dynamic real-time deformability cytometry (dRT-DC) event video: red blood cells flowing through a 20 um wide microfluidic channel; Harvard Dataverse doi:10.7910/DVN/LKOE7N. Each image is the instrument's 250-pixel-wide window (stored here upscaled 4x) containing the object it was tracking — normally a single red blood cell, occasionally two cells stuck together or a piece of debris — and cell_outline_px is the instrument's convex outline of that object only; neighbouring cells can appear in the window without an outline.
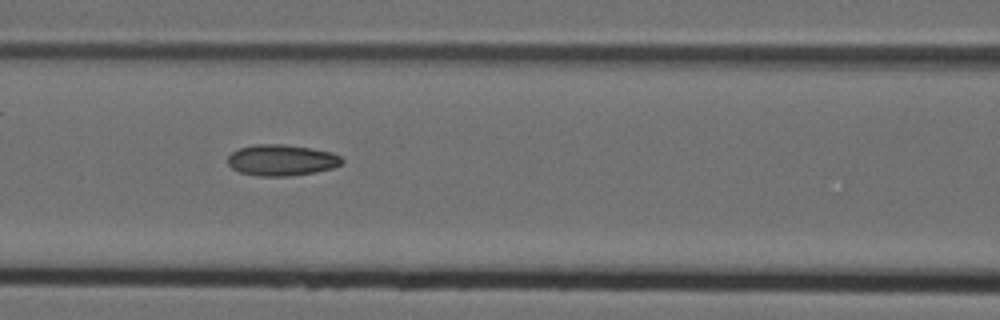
{"species": "Egyptian fruit bat (a non-hibernating species)", "species_latin": "Rousettus aegyptiacus", "temperature_condition": "cold", "stored_images_in_passage": 9, "camera_frame_rate_fps": 3000, "um_per_image_px": 0.085, "animal": {"sex": "female"}, "frame": {"image": 1, "passage_image": 6, "time_ms": 1.667, "image_size_px": [1000, 320], "cell_outline_px": [[344, 160], [340, 164], [332, 168], [316, 172], [292, 176], [260, 176], [240, 172], [232, 168], [228, 164], [228, 156], [232, 152], [240, 148], [256, 144], [284, 144], [312, 148], [332, 152], [340, 156]], "centroid_in_image_um": [23.95, 13.61], "position_along_channel_um": 142.7, "area_um2": 20.75}}
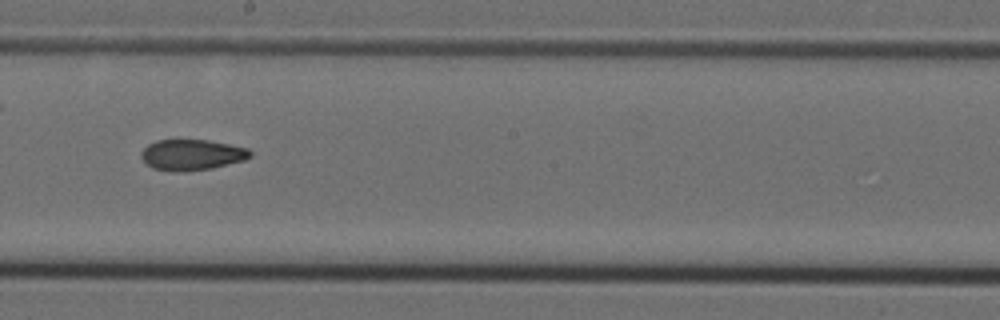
{"frame": {"image": 2, "passage_image": 8, "time_ms": 2.333, "image_size_px": [1000, 320], "cell_outline_px": [[252, 156], [244, 160], [212, 168], [184, 172], [168, 172], [152, 168], [144, 164], [140, 156], [140, 152], [148, 144], [156, 140], [208, 140], [248, 148], [252, 152]], "centroid_in_image_um": [16.25, 13.17], "position_along_channel_um": 231.9, "area_um2": 19.88}}
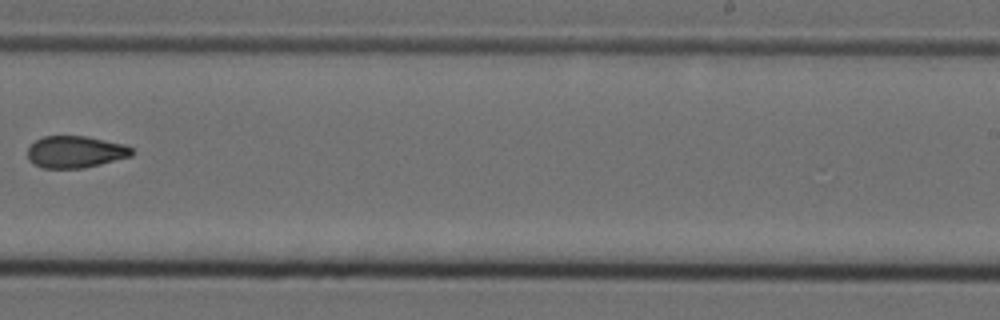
{"frame": {"image": 3, "passage_image": 9, "time_ms": 2.667, "image_size_px": [1000, 320], "cell_outline_px": [[136, 152], [132, 156], [84, 168], [44, 168], [32, 164], [28, 160], [28, 148], [36, 140], [44, 136], [88, 136], [124, 144], [132, 148]], "centroid_in_image_um": [6.42, 12.91], "position_along_channel_um": 282.6, "area_um2": 19.54}}